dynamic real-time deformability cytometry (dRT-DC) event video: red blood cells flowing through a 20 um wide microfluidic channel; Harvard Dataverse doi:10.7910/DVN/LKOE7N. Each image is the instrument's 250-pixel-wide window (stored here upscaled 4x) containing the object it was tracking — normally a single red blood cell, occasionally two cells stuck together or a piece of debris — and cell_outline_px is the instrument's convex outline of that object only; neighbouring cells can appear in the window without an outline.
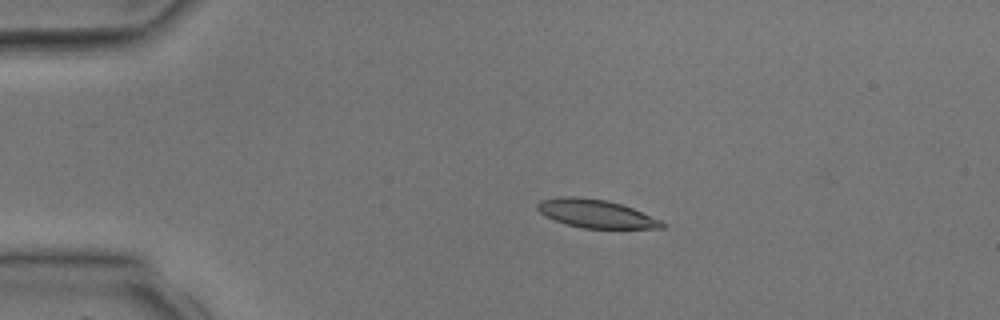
{"species": "common noctule bat (a hibernating species)", "species_latin": "Nyctalus noctula", "temperature_condition": "room temperature", "stored_images_in_passage": 4, "camera_frame_rate_fps": 3000, "um_per_image_px": 0.085, "animal": {"sex": "male", "body_mass_g": 17.9, "forearm_length_mm": 54.2}, "frame": {"image": 1, "passage_image": 3, "time_ms": 2.667, "image_size_px": [1000, 320], "cell_outline_px": [[668, 224], [664, 228], [584, 228], [568, 224], [556, 220], [540, 212], [536, 208], [536, 204], [540, 200], [564, 196], [572, 196], [608, 200], [632, 208], [660, 220]], "centroid_in_image_um": [50.66, 18.15], "position_along_channel_um": 34.3, "area_um2": 20.23}}